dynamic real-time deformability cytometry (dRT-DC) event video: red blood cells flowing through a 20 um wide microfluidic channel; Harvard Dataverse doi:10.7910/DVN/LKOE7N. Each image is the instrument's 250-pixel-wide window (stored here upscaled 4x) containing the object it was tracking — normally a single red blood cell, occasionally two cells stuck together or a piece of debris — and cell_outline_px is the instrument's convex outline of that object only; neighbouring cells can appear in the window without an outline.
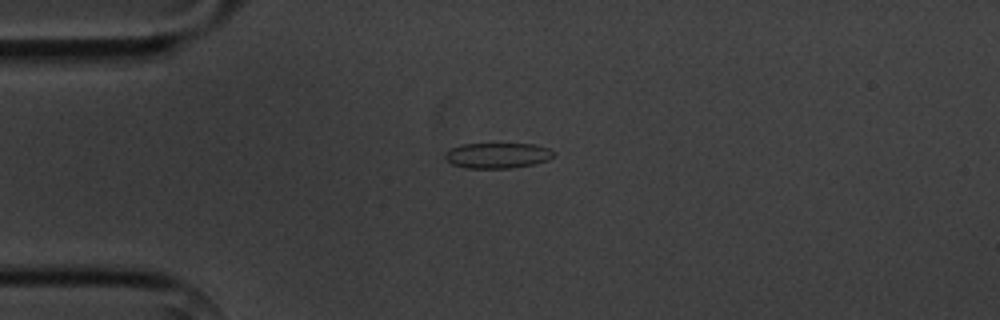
{"species": "common noctule bat (a hibernating species)", "species_latin": "Nyctalus noctula", "temperature_condition": "cold", "stored_images_in_passage": 7, "camera_frame_rate_fps": 3000, "um_per_image_px": 0.085, "animal": {"sex": "male", "body_mass_g": 20.1, "forearm_length_mm": 53.5}, "frame": {"image": 1, "passage_image": 1, "time_ms": 0.0, "image_size_px": [1000, 320], "cell_outline_px": [[556, 152], [548, 160], [532, 164], [512, 168], [464, 168], [452, 164], [444, 160], [444, 152], [460, 144], [536, 144], [548, 148]], "centroid_in_image_um": [42.25, 13.21], "position_along_channel_um": 42.8, "area_um2": 16.24}}
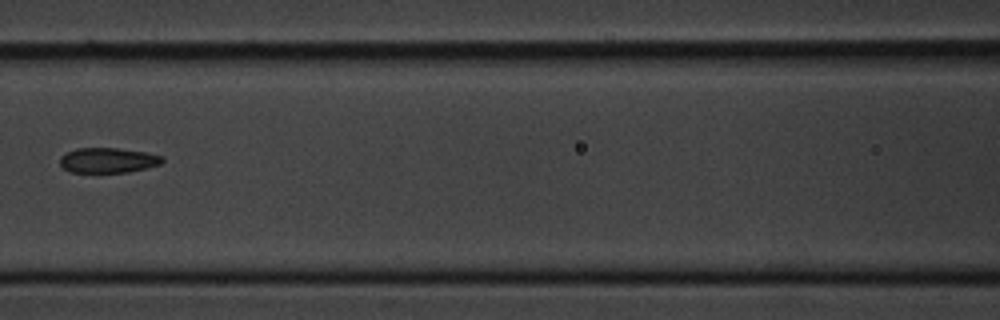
{"frame": {"image": 2, "passage_image": 4, "time_ms": 3.667, "image_size_px": [1000, 320], "cell_outline_px": [[164, 160], [160, 164], [128, 172], [72, 172], [64, 168], [60, 164], [60, 156], [76, 148], [116, 148], [144, 152], [164, 156]], "centroid_in_image_um": [9.18, 13.62], "position_along_channel_um": 157.4, "area_um2": 14.8}}
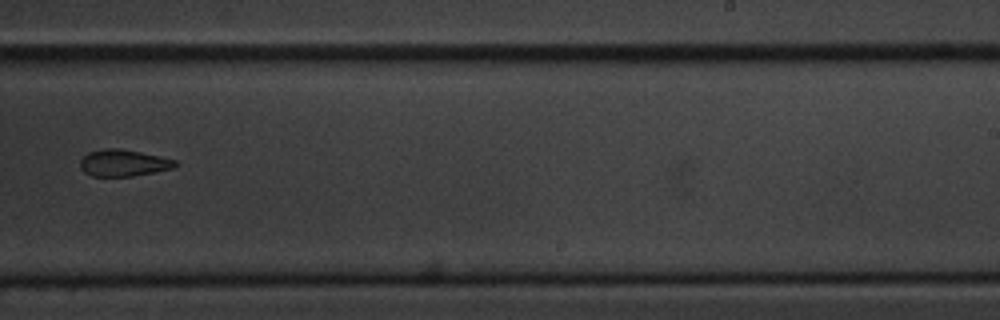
{"frame": {"image": 3, "passage_image": 7, "time_ms": 7.0, "image_size_px": [1000, 320], "cell_outline_px": [[180, 164], [172, 168], [156, 172], [132, 176], [92, 176], [84, 172], [80, 168], [80, 160], [88, 152], [104, 148], [120, 148], [160, 156], [176, 160]], "centroid_in_image_um": [10.5, 13.85], "position_along_channel_um": 278.5, "area_um2": 14.91}}